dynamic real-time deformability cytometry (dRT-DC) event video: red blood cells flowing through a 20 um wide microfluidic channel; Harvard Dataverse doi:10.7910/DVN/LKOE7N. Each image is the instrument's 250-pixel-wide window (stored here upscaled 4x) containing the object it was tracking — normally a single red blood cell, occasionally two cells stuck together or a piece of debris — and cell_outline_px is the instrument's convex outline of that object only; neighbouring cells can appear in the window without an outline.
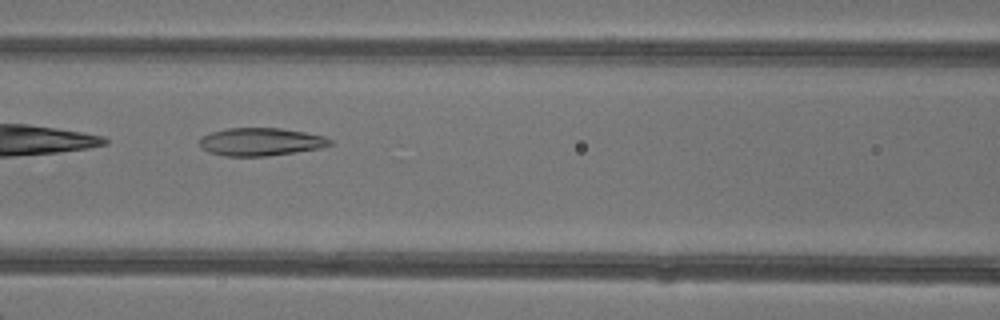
{"species": "common noctule bat (a hibernating species)", "species_latin": "Nyctalus noctula", "temperature_condition": "warm", "stored_images_in_passage": 5, "camera_frame_rate_fps": 3000, "um_per_image_px": 0.085, "animal": {"sex": "female"}, "frame": {"image": 1, "passage_image": 3, "time_ms": 3.333, "image_size_px": [1000, 320], "cell_outline_px": [[332, 144], [320, 148], [268, 156], [224, 156], [208, 152], [200, 148], [200, 136], [212, 132], [228, 128], [280, 128], [304, 132], [324, 136], [332, 140]], "centroid_in_image_um": [22.13, 12.05], "position_along_channel_um": 144.5, "area_um2": 21.21}}
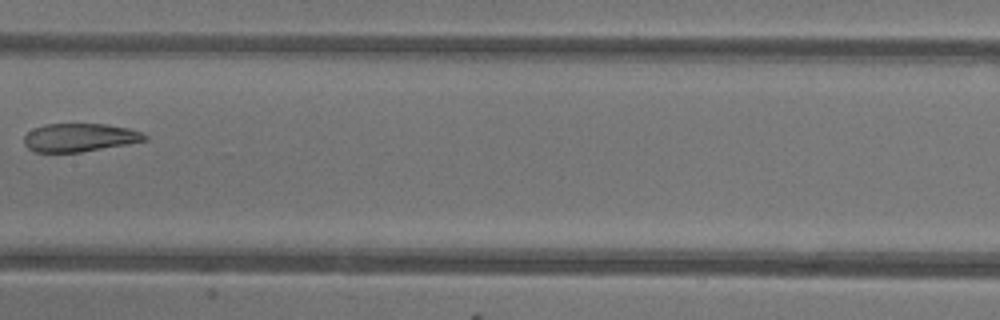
{"frame": {"image": 2, "passage_image": 4, "time_ms": 4.667, "image_size_px": [1000, 320], "cell_outline_px": [[148, 140], [80, 152], [32, 152], [24, 144], [24, 136], [32, 128], [44, 124], [108, 124], [128, 128], [140, 132], [148, 136]], "centroid_in_image_um": [6.73, 11.68], "position_along_channel_um": 200.7, "area_um2": 19.88}}
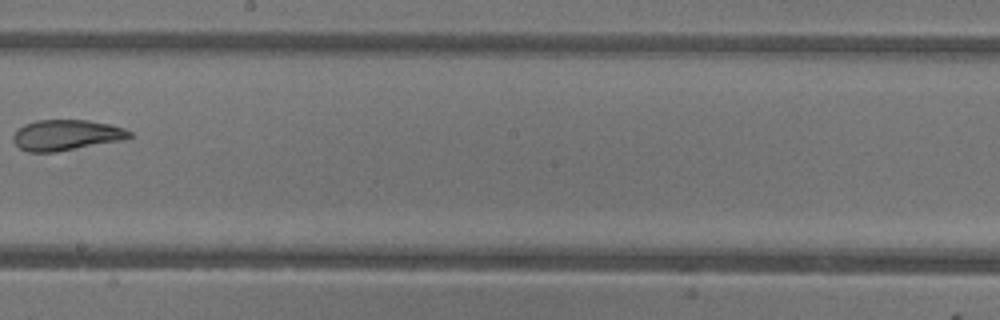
{"frame": {"image": 3, "passage_image": 5, "time_ms": 5.667, "image_size_px": [1000, 320], "cell_outline_px": [[132, 136], [124, 140], [56, 152], [28, 152], [20, 148], [12, 140], [12, 136], [24, 124], [36, 120], [88, 120], [108, 124], [124, 128], [132, 132]], "centroid_in_image_um": [5.64, 11.48], "position_along_channel_um": 242.6, "area_um2": 20.81}}